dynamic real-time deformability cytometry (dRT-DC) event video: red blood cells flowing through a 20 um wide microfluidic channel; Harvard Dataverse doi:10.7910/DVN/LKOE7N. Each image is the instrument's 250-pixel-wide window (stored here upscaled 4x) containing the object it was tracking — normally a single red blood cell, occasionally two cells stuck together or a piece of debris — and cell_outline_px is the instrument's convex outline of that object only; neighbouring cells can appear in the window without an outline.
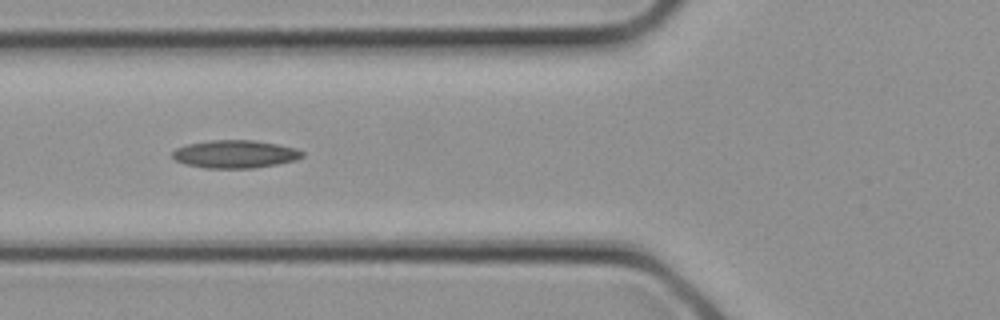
{"species": "common noctule bat (a hibernating species)", "species_latin": "Nyctalus noctula", "temperature_condition": "cold", "stored_images_in_passage": 13, "camera_frame_rate_fps": 3000, "um_per_image_px": 0.085, "animal": {"sex": "female", "body_mass_g": 21.9}, "frame": {"image": 1, "passage_image": 10, "time_ms": 3.0, "image_size_px": [1000, 320], "cell_outline_px": [[304, 156], [296, 160], [276, 164], [252, 168], [204, 168], [184, 164], [176, 160], [172, 156], [172, 152], [176, 148], [188, 144], [212, 140], [256, 140], [296, 148], [304, 152]], "centroid_in_image_um": [19.98, 13.1], "position_along_channel_um": 105.8, "area_um2": 21.1}}
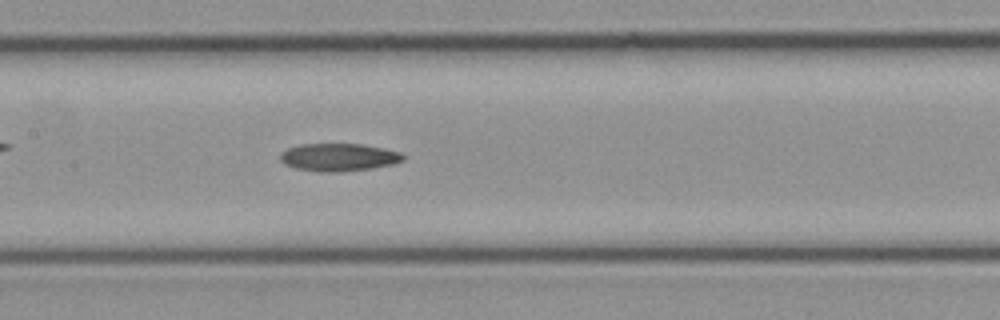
{"frame": {"image": 2, "passage_image": 13, "time_ms": 4.0, "image_size_px": [1000, 320], "cell_outline_px": [[404, 160], [392, 164], [372, 168], [340, 172], [320, 172], [296, 168], [284, 164], [280, 160], [280, 152], [288, 148], [300, 144], [360, 144], [384, 148], [400, 152], [404, 156]], "centroid_in_image_um": [28.77, 13.37], "position_along_channel_um": 178.6, "area_um2": 19.88}}